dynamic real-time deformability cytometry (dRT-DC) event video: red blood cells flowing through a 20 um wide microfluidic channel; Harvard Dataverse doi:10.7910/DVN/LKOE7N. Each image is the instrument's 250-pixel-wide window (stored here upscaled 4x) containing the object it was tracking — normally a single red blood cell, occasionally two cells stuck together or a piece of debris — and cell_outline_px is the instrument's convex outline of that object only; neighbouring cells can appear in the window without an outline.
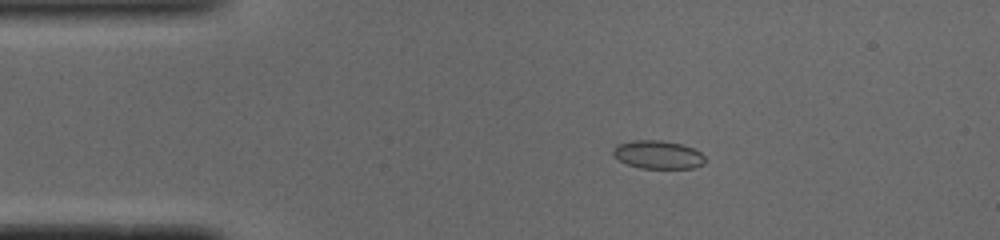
{"species": "common noctule bat (a hibernating species)", "species_latin": "Nyctalus noctula", "temperature_condition": "cold", "stored_images_in_passage": 45, "camera_frame_rate_fps": 3000, "um_per_image_px": 0.085, "animal": {"sex": "male", "body_mass_g": 19.0, "forearm_length_mm": 50.8}, "frame": {"image": 1, "passage_image": 3, "time_ms": 0.667, "image_size_px": [1000, 240], "cell_outline_px": [[704, 164], [692, 168], [640, 168], [628, 164], [620, 160], [612, 152], [612, 148], [616, 144], [632, 140], [660, 140], [684, 144], [700, 152], [704, 156]], "centroid_in_image_um": [55.92, 13.13], "position_along_channel_um": 29.1, "area_um2": 15.14}}
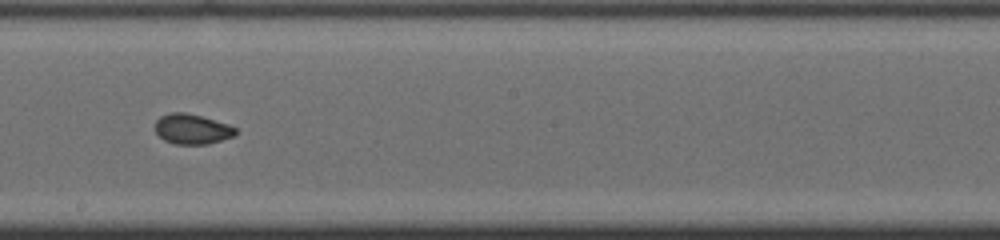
{"frame": {"image": 2, "passage_image": 22, "time_ms": 7.0, "image_size_px": [1000, 240], "cell_outline_px": [[236, 132], [232, 136], [208, 144], [176, 144], [164, 140], [156, 132], [156, 120], [160, 116], [172, 112], [184, 112], [200, 116], [228, 124], [236, 128]], "centroid_in_image_um": [16.3, 10.97], "position_along_channel_um": 231.9, "area_um2": 13.87}}
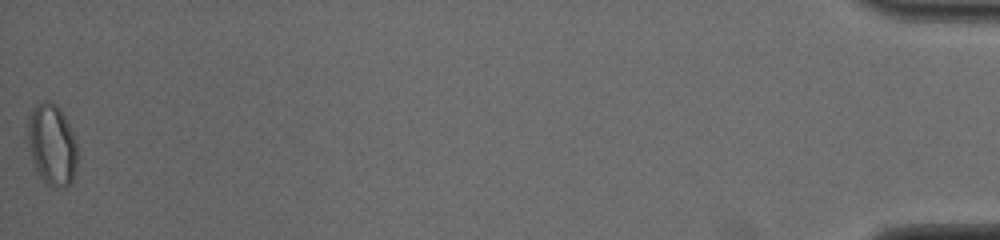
{"frame": {"image": 3, "passage_image": 45, "time_ms": 14.667, "image_size_px": [1000, 240], "cell_outline_px": [[76, 168], [72, 180], [68, 184], [56, 188], [48, 184], [40, 176], [32, 160], [28, 148], [28, 116], [32, 108], [44, 100], [56, 104], [60, 108], [76, 140]], "centroid_in_image_um": [4.4, 12.27], "position_along_channel_um": 430.8, "area_um2": 23.24}, "authors_computed_cell_mechanics": {"area_um2": 14.739, "velocity_mm_per_s": 3.9138, "shape_relaxation_time_tau1_ms": 9.2083, "shape_relaxation_time_tau2_ms": 1.3891, "deformation_change_tau1": 0.151, "deformation_change_tau2": 0.0364}}